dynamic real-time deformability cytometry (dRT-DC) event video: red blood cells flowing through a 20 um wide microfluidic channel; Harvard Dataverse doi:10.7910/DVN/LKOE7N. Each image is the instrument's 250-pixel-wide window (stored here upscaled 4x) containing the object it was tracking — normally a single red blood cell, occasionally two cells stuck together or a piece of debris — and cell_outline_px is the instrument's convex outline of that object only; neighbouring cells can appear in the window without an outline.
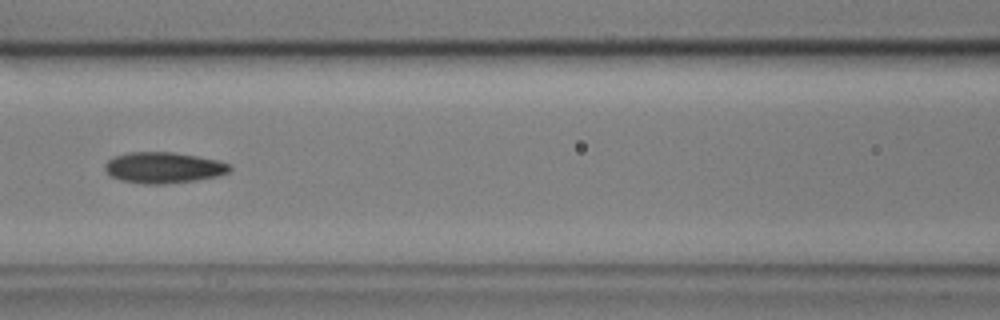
{"species": "common noctule bat (a hibernating species)", "species_latin": "Nyctalus noctula", "temperature_condition": "cold", "stored_images_in_passage": 55, "camera_frame_rate_fps": 3000, "um_per_image_px": 0.085, "animal": {"sex": "male", "body_mass_g": 17.9, "forearm_length_mm": 54.2}, "frame": {"image": 1, "passage_image": 24, "time_ms": 7.667, "image_size_px": [1000, 320], "cell_outline_px": [[232, 168], [228, 172], [216, 176], [196, 180], [164, 184], [144, 184], [120, 180], [108, 176], [104, 168], [104, 164], [112, 156], [128, 152], [172, 152], [196, 156], [216, 160], [228, 164]], "centroid_in_image_um": [13.81, 14.25], "position_along_channel_um": 152.8, "area_um2": 22.6}}
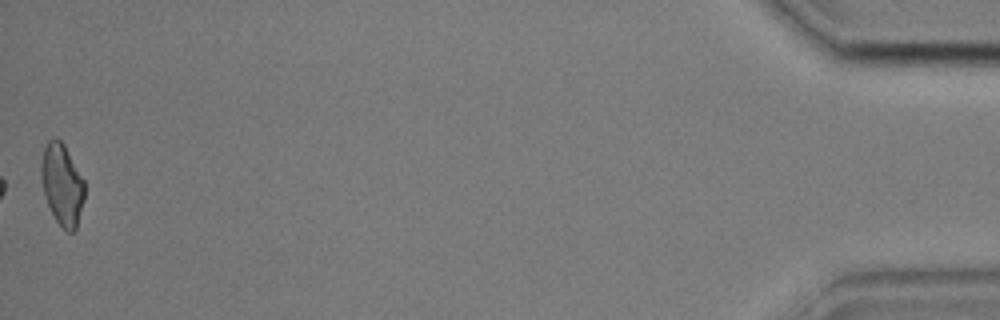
{"frame": {"image": 2, "passage_image": 55, "time_ms": 18.0, "image_size_px": [1000, 320], "cell_outline_px": [[84, 200], [76, 228], [72, 232], [68, 232], [56, 220], [48, 204], [44, 192], [40, 176], [40, 164], [44, 148], [48, 140], [56, 136], [64, 144], [84, 180]], "centroid_in_image_um": [5.27, 15.64], "position_along_channel_um": 429.9, "area_um2": 20.46}, "authors_computed_cell_mechanics": {"area_um2": 22.0218, "velocity_mm_per_s": 3.586, "shape_relaxation_time_tau1_ms": 5.8821, "shape_relaxation_time_tau2_ms": 3.2816, "deformation_change_tau1": 0.1413, "deformation_change_tau2": 0.097}}